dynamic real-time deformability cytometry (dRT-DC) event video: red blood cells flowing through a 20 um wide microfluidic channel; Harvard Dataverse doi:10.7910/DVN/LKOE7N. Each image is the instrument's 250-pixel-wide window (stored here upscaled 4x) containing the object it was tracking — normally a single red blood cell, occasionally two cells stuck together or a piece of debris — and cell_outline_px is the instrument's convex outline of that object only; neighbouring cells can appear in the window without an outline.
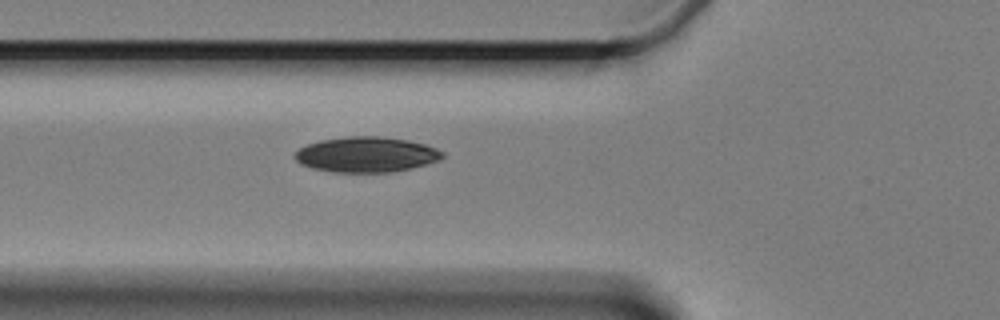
{"species": "Egyptian fruit bat (a non-hibernating species)", "species_latin": "Rousettus aegyptiacus", "temperature_condition": "cold", "stored_images_in_passage": 2, "camera_frame_rate_fps": 3000, "um_per_image_px": 0.085, "animal": {"sex": "female"}, "frame": {"image": 1, "passage_image": 2, "time_ms": 1.0, "image_size_px": [1000, 320], "cell_outline_px": [[444, 156], [440, 160], [392, 172], [336, 172], [312, 168], [300, 164], [292, 156], [300, 148], [308, 144], [320, 140], [348, 136], [380, 136], [408, 140], [424, 144], [436, 148], [444, 152]], "centroid_in_image_um": [31.12, 13.13], "position_along_channel_um": 94.7, "area_um2": 30.29}}